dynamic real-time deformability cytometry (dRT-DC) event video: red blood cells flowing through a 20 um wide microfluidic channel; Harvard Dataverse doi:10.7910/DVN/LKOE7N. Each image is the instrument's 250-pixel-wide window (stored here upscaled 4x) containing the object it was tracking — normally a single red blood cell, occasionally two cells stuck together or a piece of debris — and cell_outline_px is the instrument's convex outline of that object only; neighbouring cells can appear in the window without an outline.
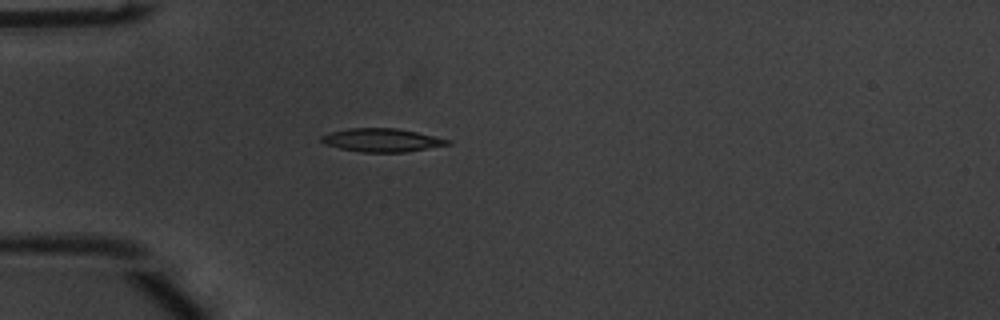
{"species": "common noctule bat (a hibernating species)", "species_latin": "Nyctalus noctula", "temperature_condition": "warm", "stored_images_in_passage": 39, "camera_frame_rate_fps": 3000, "um_per_image_px": 0.085, "animal": {"sex": "male", "body_mass_g": 20.1, "forearm_length_mm": 53.5}, "frame": {"image": 1, "passage_image": 1, "time_ms": 0.0, "image_size_px": [1000, 320], "cell_outline_px": [[452, 144], [404, 152], [360, 152], [340, 148], [324, 144], [320, 140], [320, 136], [328, 132], [348, 128], [396, 128], [416, 132], [452, 140]], "centroid_in_image_um": [32.43, 11.9], "position_along_channel_um": 52.6, "area_um2": 17.22}}
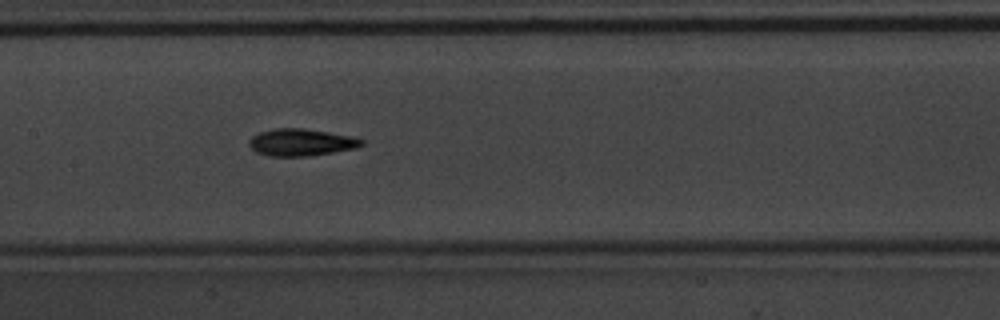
{"frame": {"image": 2, "passage_image": 12, "time_ms": 3.667, "image_size_px": [1000, 320], "cell_outline_px": [[364, 144], [356, 148], [308, 156], [268, 156], [256, 152], [248, 144], [248, 140], [252, 136], [260, 132], [276, 128], [304, 128], [352, 136], [364, 140]], "centroid_in_image_um": [25.58, 12.09], "position_along_channel_um": 181.8, "area_um2": 17.74}}
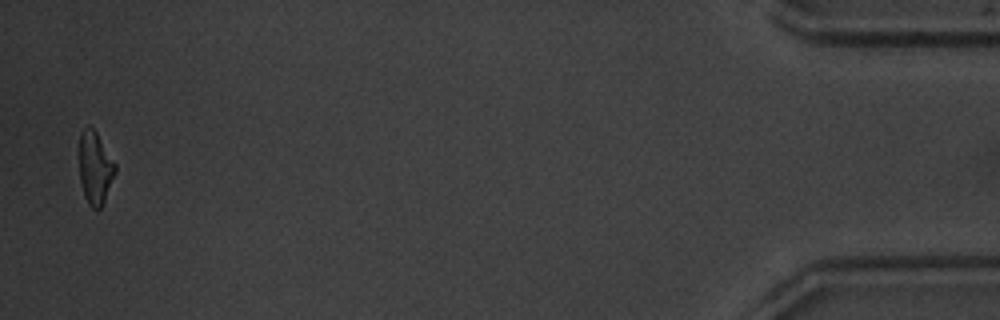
{"frame": {"image": 3, "passage_image": 38, "time_ms": 12.333, "image_size_px": [1000, 320], "cell_outline_px": [[116, 172], [104, 200], [100, 208], [96, 212], [88, 204], [84, 196], [80, 180], [80, 132], [88, 124], [96, 132], [116, 164]], "centroid_in_image_um": [8.08, 14.28], "position_along_channel_um": 427.1, "area_um2": 15.14}, "authors_computed_cell_mechanics": {"area_um2": 16.7042, "velocity_mm_per_s": 3.809, "shape_relaxation_time_tau1_ms": 3.8515, "shape_relaxation_time_tau2_ms": 5.2905, "deformation_change_tau1": 0.1444, "deformation_change_tau2": 0.1337}}